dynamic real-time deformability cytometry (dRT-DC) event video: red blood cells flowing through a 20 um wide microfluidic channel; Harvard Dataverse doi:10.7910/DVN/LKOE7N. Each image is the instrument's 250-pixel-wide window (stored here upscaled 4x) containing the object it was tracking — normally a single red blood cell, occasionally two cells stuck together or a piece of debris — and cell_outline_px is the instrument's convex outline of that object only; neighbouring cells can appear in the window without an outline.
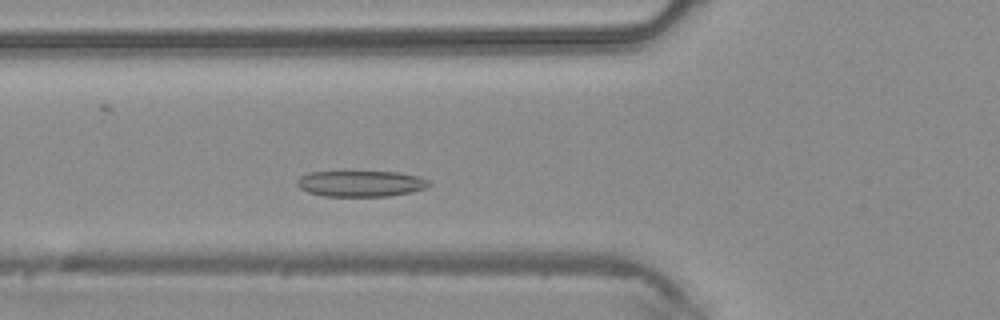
{"species": "common noctule bat (a hibernating species)", "species_latin": "Nyctalus noctula", "temperature_condition": "warm", "stored_images_in_passage": 38, "camera_frame_rate_fps": 3000, "um_per_image_px": 0.085, "animal": {"sex": "male", "body_mass_g": 20.4}, "frame": {"image": 1, "passage_image": 9, "time_ms": 2.667, "image_size_px": [1000, 320], "cell_outline_px": [[432, 184], [424, 188], [412, 192], [388, 196], [324, 196], [308, 192], [300, 188], [296, 184], [296, 180], [300, 176], [308, 172], [400, 172], [420, 176], [428, 180]], "centroid_in_image_um": [30.67, 15.6], "position_along_channel_um": 95.1, "area_um2": 20.06}}
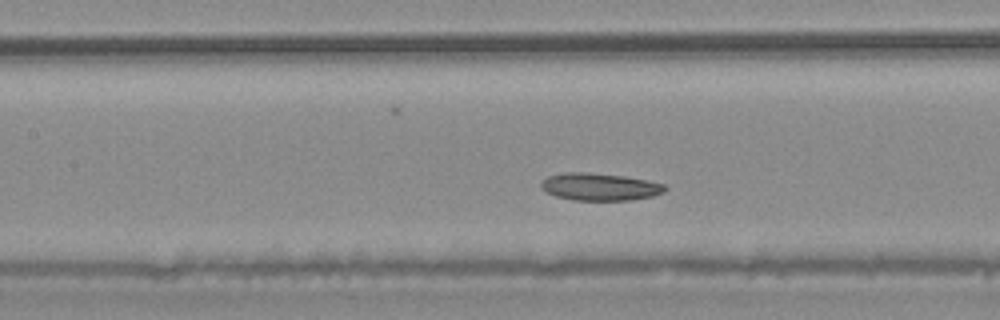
{"frame": {"image": 2, "passage_image": 13, "time_ms": 4.0, "image_size_px": [1000, 320], "cell_outline_px": [[668, 188], [664, 192], [652, 196], [632, 200], [576, 200], [556, 196], [540, 188], [540, 184], [548, 176], [564, 172], [588, 172], [624, 176], [648, 180], [664, 184]], "centroid_in_image_um": [51.0, 15.87], "position_along_channel_um": 156.4, "area_um2": 19.77}}
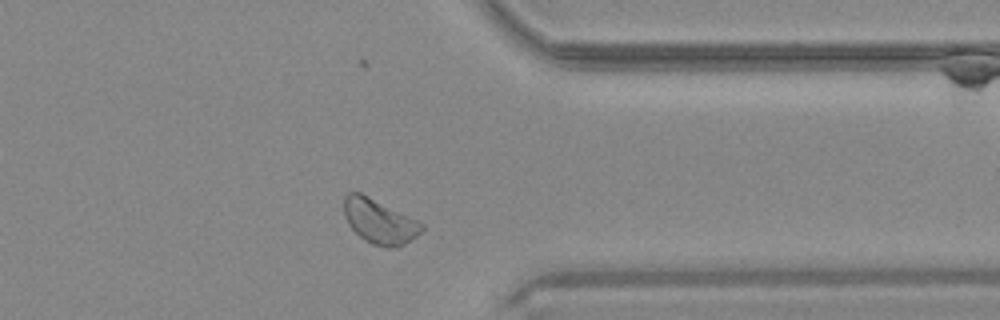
{"frame": {"image": 3, "passage_image": 28, "time_ms": 9.0, "image_size_px": [1000, 320], "cell_outline_px": [[424, 228], [416, 236], [404, 244], [388, 248], [384, 248], [372, 244], [364, 240], [348, 224], [344, 216], [344, 196], [348, 192], [360, 192], [424, 224]], "centroid_in_image_um": [32.22, 18.82], "position_along_channel_um": 379.2, "area_um2": 19.88}}